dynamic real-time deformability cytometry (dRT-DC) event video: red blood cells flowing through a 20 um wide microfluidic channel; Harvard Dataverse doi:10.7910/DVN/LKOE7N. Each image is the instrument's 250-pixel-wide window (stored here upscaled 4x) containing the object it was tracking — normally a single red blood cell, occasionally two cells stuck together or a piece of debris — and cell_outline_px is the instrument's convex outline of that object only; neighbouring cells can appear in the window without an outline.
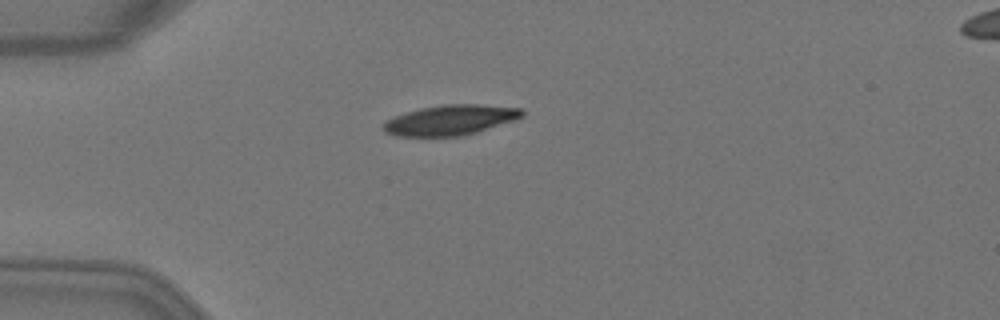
{"species": "Egyptian fruit bat (a non-hibernating species)", "species_latin": "Rousettus aegyptiacus", "temperature_condition": "warm", "stored_images_in_passage": 4, "camera_frame_rate_fps": 3000, "um_per_image_px": 0.085, "animal": {"sex": "female"}, "frame": {"image": 1, "passage_image": 3, "time_ms": 0.667, "image_size_px": [1000, 320], "cell_outline_px": [[524, 116], [464, 136], [396, 136], [384, 132], [380, 128], [380, 124], [404, 112], [420, 108], [444, 104], [476, 104], [524, 108]], "centroid_in_image_um": [38.23, 10.2], "position_along_channel_um": 46.8, "area_um2": 24.45}}